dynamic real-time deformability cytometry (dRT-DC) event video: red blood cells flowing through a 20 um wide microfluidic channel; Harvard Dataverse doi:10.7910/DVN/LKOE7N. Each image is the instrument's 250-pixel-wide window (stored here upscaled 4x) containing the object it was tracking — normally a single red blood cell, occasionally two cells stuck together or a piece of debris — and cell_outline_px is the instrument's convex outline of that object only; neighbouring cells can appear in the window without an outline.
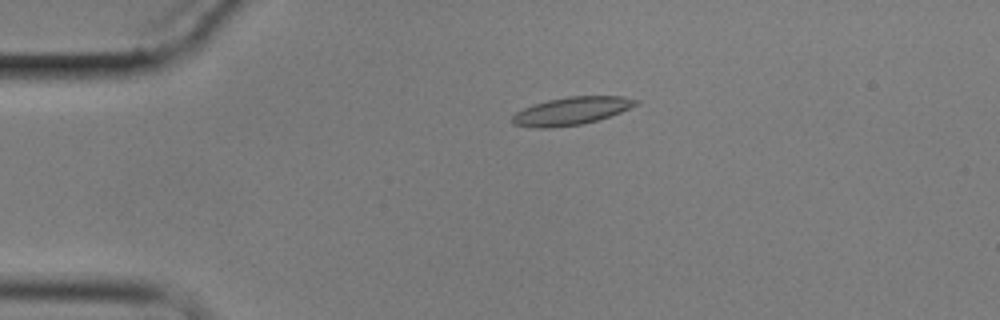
{"species": "common noctule bat (a hibernating species)", "species_latin": "Nyctalus noctula", "temperature_condition": "cold", "stored_images_in_passage": 1, "camera_frame_rate_fps": 3000, "um_per_image_px": 0.085, "animal": {"sex": "male", "body_mass_g": 17.9}, "frame": {"image": 1, "passage_image": 1, "time_ms": 0.0, "image_size_px": [1000, 320], "cell_outline_px": [[640, 100], [636, 104], [620, 112], [584, 124], [552, 128], [536, 128], [512, 124], [512, 116], [516, 112], [532, 104], [548, 100], [568, 96], [624, 96]], "centroid_in_image_um": [48.53, 9.43], "position_along_channel_um": 36.5, "area_um2": 20.0}}